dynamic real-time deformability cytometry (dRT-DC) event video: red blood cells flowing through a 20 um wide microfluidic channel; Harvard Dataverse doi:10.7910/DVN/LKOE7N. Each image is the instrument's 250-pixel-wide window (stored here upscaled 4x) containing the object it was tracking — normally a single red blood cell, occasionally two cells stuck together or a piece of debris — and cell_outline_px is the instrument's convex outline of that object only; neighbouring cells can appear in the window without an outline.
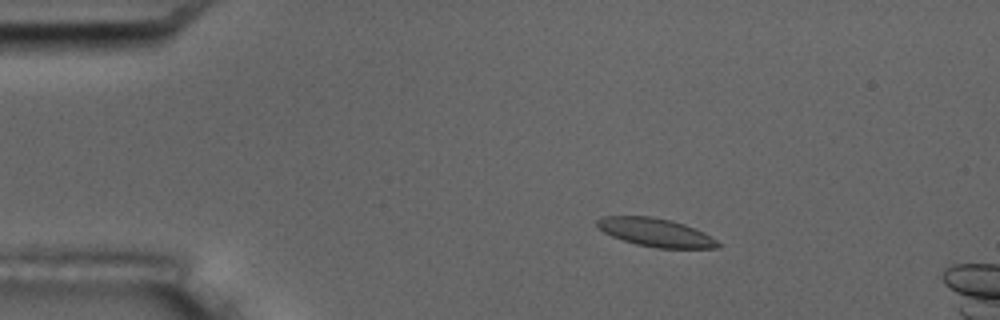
{"species": "common noctule bat (a hibernating species)", "species_latin": "Nyctalus noctula", "temperature_condition": "room temperature", "stored_images_in_passage": 5, "camera_frame_rate_fps": 3000, "um_per_image_px": 0.085, "animal": {"sex": "male", "body_mass_g": 17.5, "forearm_length_mm": 52.3}, "frame": {"image": 1, "passage_image": 2, "time_ms": 1.0, "image_size_px": [1000, 320], "cell_outline_px": [[720, 244], [716, 248], [660, 248], [636, 244], [612, 236], [604, 232], [596, 224], [596, 220], [604, 216], [648, 216], [672, 220], [684, 224], [704, 232], [716, 240]], "centroid_in_image_um": [55.73, 19.75], "position_along_channel_um": 29.3, "area_um2": 19.71}}